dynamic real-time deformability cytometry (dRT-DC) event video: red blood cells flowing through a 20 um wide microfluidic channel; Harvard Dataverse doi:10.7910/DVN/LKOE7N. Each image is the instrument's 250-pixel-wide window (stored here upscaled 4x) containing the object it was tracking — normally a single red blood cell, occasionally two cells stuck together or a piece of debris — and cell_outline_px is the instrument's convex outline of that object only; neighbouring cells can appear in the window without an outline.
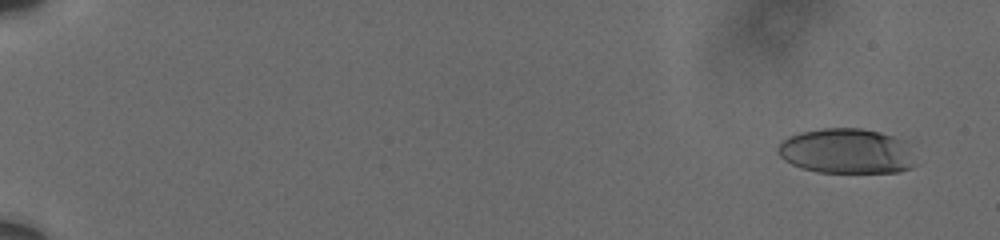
{"species": "human", "species_latin": "Homo sapiens", "temperature_condition": "cold", "stored_images_in_passage": 7, "camera_frame_rate_fps": 3000, "um_per_image_px": 0.085, "donor": {"sex": "male"}, "frame": {"image": 1, "passage_image": 1, "time_ms": 0.0, "image_size_px": [1000, 240], "cell_outline_px": [[916, 164], [900, 172], [816, 172], [792, 164], [784, 160], [776, 152], [776, 148], [780, 140], [788, 136], [800, 132], [820, 128], [860, 128], [880, 132], [892, 136], [900, 140]], "centroid_in_image_um": [71.84, 12.84], "position_along_channel_um": 13.2, "area_um2": 35.84}}